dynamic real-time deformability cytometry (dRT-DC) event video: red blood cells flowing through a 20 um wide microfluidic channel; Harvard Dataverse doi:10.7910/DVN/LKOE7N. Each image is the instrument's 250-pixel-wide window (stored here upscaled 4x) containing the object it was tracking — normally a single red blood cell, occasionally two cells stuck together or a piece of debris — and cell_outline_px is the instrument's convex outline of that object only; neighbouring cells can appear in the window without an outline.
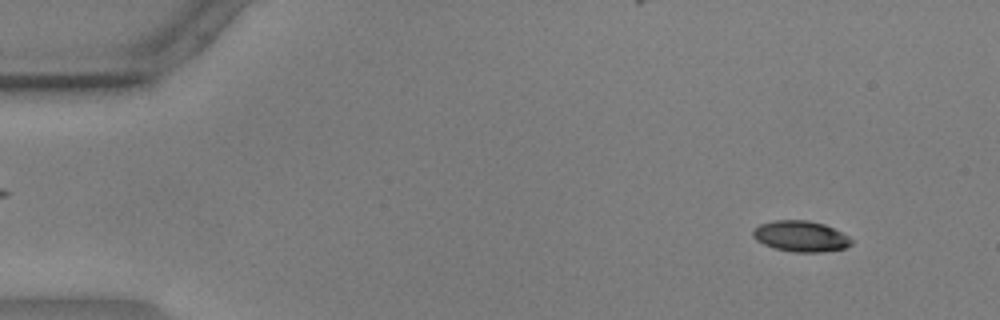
{"species": "common noctule bat (a hibernating species)", "species_latin": "Nyctalus noctula", "temperature_condition": "warm", "stored_images_in_passage": 10, "camera_frame_rate_fps": 3000, "um_per_image_px": 0.085, "animal": {"sex": "male", "body_mass_g": 17.9, "forearm_length_mm": 54.2}, "frame": {"image": 1, "passage_image": 4, "time_ms": 1.0, "image_size_px": [1000, 320], "cell_outline_px": [[852, 244], [844, 248], [820, 252], [792, 252], [776, 248], [764, 244], [756, 240], [752, 236], [752, 232], [760, 224], [776, 220], [808, 220], [824, 224], [848, 236], [852, 240]], "centroid_in_image_um": [68.05, 20.08], "position_along_channel_um": 16.9, "area_um2": 17.51}}